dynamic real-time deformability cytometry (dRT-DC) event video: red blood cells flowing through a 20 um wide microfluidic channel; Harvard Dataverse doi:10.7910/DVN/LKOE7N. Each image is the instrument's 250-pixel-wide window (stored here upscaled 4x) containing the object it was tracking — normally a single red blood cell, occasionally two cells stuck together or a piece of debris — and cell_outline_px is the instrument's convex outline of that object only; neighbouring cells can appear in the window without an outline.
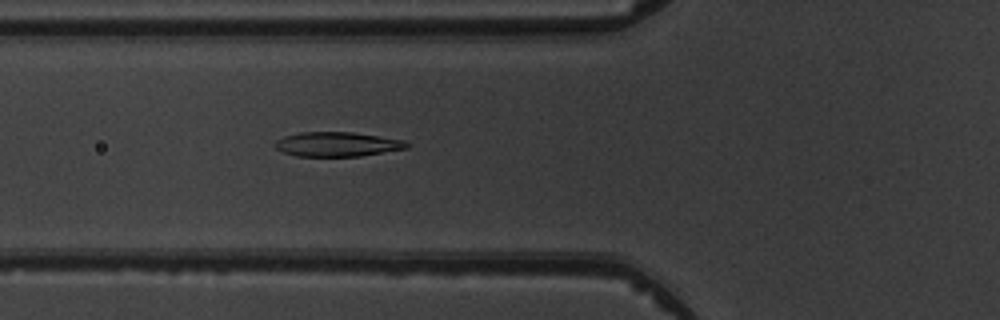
{"species": "common noctule bat (a hibernating species)", "species_latin": "Nyctalus noctula", "temperature_condition": "warm", "stored_images_in_passage": 5, "camera_frame_rate_fps": 3000, "um_per_image_px": 0.085, "animal": {"sex": "male", "body_mass_g": 19.5, "forearm_length_mm": 54.6}, "frame": {"image": 1, "passage_image": 5, "time_ms": 4.333, "image_size_px": [1000, 320], "cell_outline_px": [[408, 148], [360, 156], [296, 156], [284, 152], [276, 148], [276, 140], [284, 136], [300, 132], [352, 132], [380, 136], [404, 140], [408, 144]], "centroid_in_image_um": [28.67, 12.25], "position_along_channel_um": 97.1, "area_um2": 18.67}}